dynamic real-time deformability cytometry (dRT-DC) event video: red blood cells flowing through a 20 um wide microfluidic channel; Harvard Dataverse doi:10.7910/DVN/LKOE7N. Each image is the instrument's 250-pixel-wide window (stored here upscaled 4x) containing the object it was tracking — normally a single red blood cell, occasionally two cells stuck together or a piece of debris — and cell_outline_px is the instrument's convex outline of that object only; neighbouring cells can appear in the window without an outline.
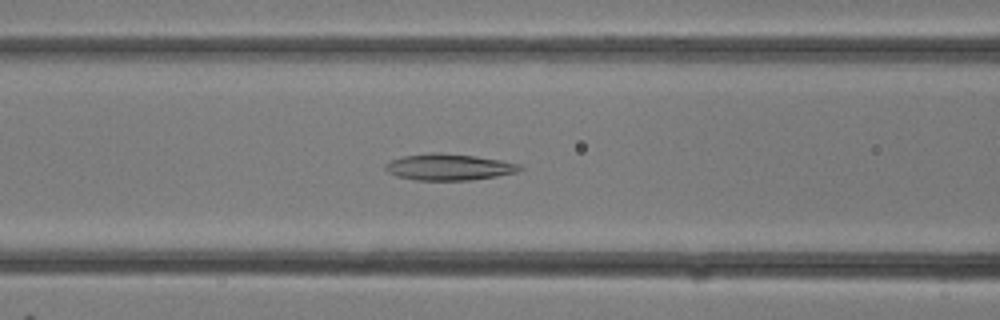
{"species": "common noctule bat (a hibernating species)", "species_latin": "Nyctalus noctula", "temperature_condition": "room temperature", "stored_images_in_passage": 30, "camera_frame_rate_fps": 3000, "um_per_image_px": 0.085, "animal": {"sex": "female"}, "frame": {"image": 1, "passage_image": 11, "time_ms": 3.333, "image_size_px": [1000, 320], "cell_outline_px": [[524, 168], [520, 172], [472, 180], [416, 180], [396, 176], [388, 172], [384, 168], [384, 164], [388, 160], [404, 156], [432, 152], [440, 152], [476, 156], [500, 160], [520, 164]], "centroid_in_image_um": [38.15, 14.19], "position_along_channel_um": 128.4, "area_um2": 20.92}}
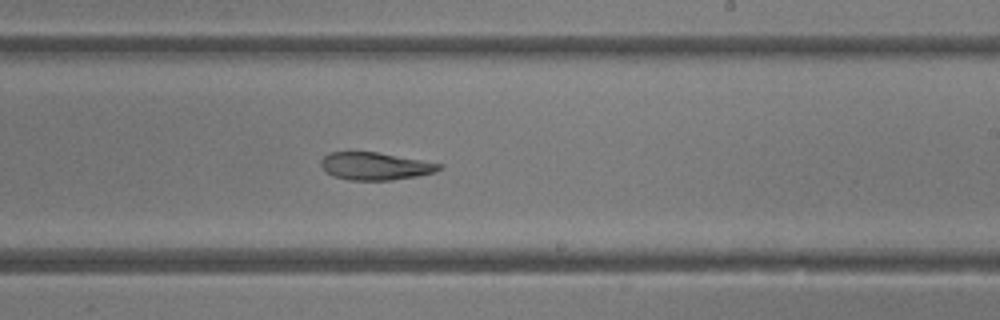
{"frame": {"image": 2, "passage_image": 17, "time_ms": 5.333, "image_size_px": [1000, 320], "cell_outline_px": [[444, 168], [436, 172], [416, 176], [392, 180], [348, 180], [332, 176], [320, 164], [320, 160], [328, 152], [376, 152], [444, 164]], "centroid_in_image_um": [31.92, 14.12], "position_along_channel_um": 257.1, "area_um2": 19.02}}
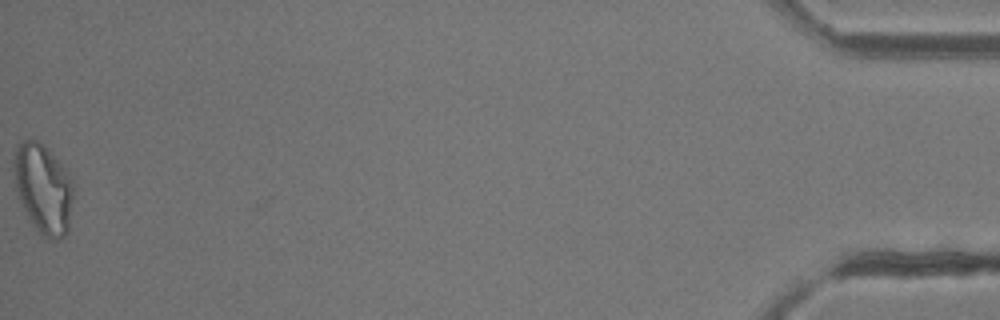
{"frame": {"image": 3, "passage_image": 30, "time_ms": 9.667, "image_size_px": [1000, 320], "cell_outline_px": [[72, 196], [68, 232], [64, 236], [56, 240], [48, 240], [32, 224], [20, 200], [16, 188], [12, 164], [12, 160], [16, 144], [24, 140], [40, 140], [60, 164], [68, 176], [72, 184]], "centroid_in_image_um": [3.63, 16.02], "position_along_channel_um": 431.6, "area_um2": 30.69}}